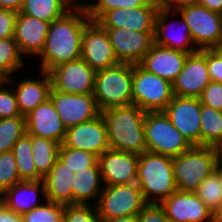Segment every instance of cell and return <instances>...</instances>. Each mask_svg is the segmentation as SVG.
<instances>
[{
	"label": "cell",
	"instance_id": "ac0fdd59",
	"mask_svg": "<svg viewBox=\"0 0 222 222\" xmlns=\"http://www.w3.org/2000/svg\"><path fill=\"white\" fill-rule=\"evenodd\" d=\"M156 0L136 8H116L107 11L97 22L103 28H124L138 32H154L158 10Z\"/></svg>",
	"mask_w": 222,
	"mask_h": 222
},
{
	"label": "cell",
	"instance_id": "83f0119b",
	"mask_svg": "<svg viewBox=\"0 0 222 222\" xmlns=\"http://www.w3.org/2000/svg\"><path fill=\"white\" fill-rule=\"evenodd\" d=\"M74 6L70 0H24L19 12L51 23Z\"/></svg>",
	"mask_w": 222,
	"mask_h": 222
},
{
	"label": "cell",
	"instance_id": "d4e9b609",
	"mask_svg": "<svg viewBox=\"0 0 222 222\" xmlns=\"http://www.w3.org/2000/svg\"><path fill=\"white\" fill-rule=\"evenodd\" d=\"M45 192L43 179L38 181L21 180L0 195V200L13 212L24 215L44 203L40 202L38 196L40 194L42 198L46 199Z\"/></svg>",
	"mask_w": 222,
	"mask_h": 222
},
{
	"label": "cell",
	"instance_id": "e575fe53",
	"mask_svg": "<svg viewBox=\"0 0 222 222\" xmlns=\"http://www.w3.org/2000/svg\"><path fill=\"white\" fill-rule=\"evenodd\" d=\"M83 2L91 21H98L107 11L116 8H136L147 5L151 0H95Z\"/></svg>",
	"mask_w": 222,
	"mask_h": 222
},
{
	"label": "cell",
	"instance_id": "8d00e7d4",
	"mask_svg": "<svg viewBox=\"0 0 222 222\" xmlns=\"http://www.w3.org/2000/svg\"><path fill=\"white\" fill-rule=\"evenodd\" d=\"M44 203L22 215L23 222H63L64 204L43 199Z\"/></svg>",
	"mask_w": 222,
	"mask_h": 222
},
{
	"label": "cell",
	"instance_id": "8992f818",
	"mask_svg": "<svg viewBox=\"0 0 222 222\" xmlns=\"http://www.w3.org/2000/svg\"><path fill=\"white\" fill-rule=\"evenodd\" d=\"M146 151L170 157L187 151L191 145L183 139L164 111H148L144 116Z\"/></svg>",
	"mask_w": 222,
	"mask_h": 222
},
{
	"label": "cell",
	"instance_id": "f5cc1de1",
	"mask_svg": "<svg viewBox=\"0 0 222 222\" xmlns=\"http://www.w3.org/2000/svg\"><path fill=\"white\" fill-rule=\"evenodd\" d=\"M217 169L220 171L222 176V160L219 162Z\"/></svg>",
	"mask_w": 222,
	"mask_h": 222
},
{
	"label": "cell",
	"instance_id": "603a6c76",
	"mask_svg": "<svg viewBox=\"0 0 222 222\" xmlns=\"http://www.w3.org/2000/svg\"><path fill=\"white\" fill-rule=\"evenodd\" d=\"M188 53L153 44L138 63L146 71L153 73L171 84L182 71Z\"/></svg>",
	"mask_w": 222,
	"mask_h": 222
},
{
	"label": "cell",
	"instance_id": "e0dca14e",
	"mask_svg": "<svg viewBox=\"0 0 222 222\" xmlns=\"http://www.w3.org/2000/svg\"><path fill=\"white\" fill-rule=\"evenodd\" d=\"M104 29L120 63L138 64L154 44V32H138L124 28Z\"/></svg>",
	"mask_w": 222,
	"mask_h": 222
},
{
	"label": "cell",
	"instance_id": "d590c367",
	"mask_svg": "<svg viewBox=\"0 0 222 222\" xmlns=\"http://www.w3.org/2000/svg\"><path fill=\"white\" fill-rule=\"evenodd\" d=\"M58 159L74 173L88 170V166H99L98 157L93 153L69 147H60Z\"/></svg>",
	"mask_w": 222,
	"mask_h": 222
},
{
	"label": "cell",
	"instance_id": "44dd1931",
	"mask_svg": "<svg viewBox=\"0 0 222 222\" xmlns=\"http://www.w3.org/2000/svg\"><path fill=\"white\" fill-rule=\"evenodd\" d=\"M50 22L17 13L13 39L24 57H37L45 44Z\"/></svg>",
	"mask_w": 222,
	"mask_h": 222
},
{
	"label": "cell",
	"instance_id": "7c38bea8",
	"mask_svg": "<svg viewBox=\"0 0 222 222\" xmlns=\"http://www.w3.org/2000/svg\"><path fill=\"white\" fill-rule=\"evenodd\" d=\"M49 99L66 129L101 114L93 93L68 94L51 88Z\"/></svg>",
	"mask_w": 222,
	"mask_h": 222
},
{
	"label": "cell",
	"instance_id": "d6a6232c",
	"mask_svg": "<svg viewBox=\"0 0 222 222\" xmlns=\"http://www.w3.org/2000/svg\"><path fill=\"white\" fill-rule=\"evenodd\" d=\"M195 193L213 212L222 206V176L217 169L207 176Z\"/></svg>",
	"mask_w": 222,
	"mask_h": 222
},
{
	"label": "cell",
	"instance_id": "cb8c5ba5",
	"mask_svg": "<svg viewBox=\"0 0 222 222\" xmlns=\"http://www.w3.org/2000/svg\"><path fill=\"white\" fill-rule=\"evenodd\" d=\"M39 73L38 79L28 77L17 80V82H15L14 76L7 79L13 87L22 116L28 115L49 98L52 88L50 74L44 71H39Z\"/></svg>",
	"mask_w": 222,
	"mask_h": 222
},
{
	"label": "cell",
	"instance_id": "c3c4849f",
	"mask_svg": "<svg viewBox=\"0 0 222 222\" xmlns=\"http://www.w3.org/2000/svg\"><path fill=\"white\" fill-rule=\"evenodd\" d=\"M198 4L209 9L210 11L217 13L222 12V0H199Z\"/></svg>",
	"mask_w": 222,
	"mask_h": 222
},
{
	"label": "cell",
	"instance_id": "f907efd6",
	"mask_svg": "<svg viewBox=\"0 0 222 222\" xmlns=\"http://www.w3.org/2000/svg\"><path fill=\"white\" fill-rule=\"evenodd\" d=\"M212 222H222V206L212 212Z\"/></svg>",
	"mask_w": 222,
	"mask_h": 222
},
{
	"label": "cell",
	"instance_id": "f546056e",
	"mask_svg": "<svg viewBox=\"0 0 222 222\" xmlns=\"http://www.w3.org/2000/svg\"><path fill=\"white\" fill-rule=\"evenodd\" d=\"M12 152L16 159L20 180L38 181L43 177L37 172L33 161L31 135L24 134L13 145Z\"/></svg>",
	"mask_w": 222,
	"mask_h": 222
},
{
	"label": "cell",
	"instance_id": "74e56055",
	"mask_svg": "<svg viewBox=\"0 0 222 222\" xmlns=\"http://www.w3.org/2000/svg\"><path fill=\"white\" fill-rule=\"evenodd\" d=\"M63 222H102L95 204H64Z\"/></svg>",
	"mask_w": 222,
	"mask_h": 222
},
{
	"label": "cell",
	"instance_id": "277c9868",
	"mask_svg": "<svg viewBox=\"0 0 222 222\" xmlns=\"http://www.w3.org/2000/svg\"><path fill=\"white\" fill-rule=\"evenodd\" d=\"M222 150L213 146H191L184 153L172 157L173 174L177 189L195 192L203 180L217 170Z\"/></svg>",
	"mask_w": 222,
	"mask_h": 222
},
{
	"label": "cell",
	"instance_id": "4316f807",
	"mask_svg": "<svg viewBox=\"0 0 222 222\" xmlns=\"http://www.w3.org/2000/svg\"><path fill=\"white\" fill-rule=\"evenodd\" d=\"M100 166H88V170L77 171L72 185V204L95 205L103 189Z\"/></svg>",
	"mask_w": 222,
	"mask_h": 222
},
{
	"label": "cell",
	"instance_id": "2e32d148",
	"mask_svg": "<svg viewBox=\"0 0 222 222\" xmlns=\"http://www.w3.org/2000/svg\"><path fill=\"white\" fill-rule=\"evenodd\" d=\"M210 82L206 49H201L187 55L182 71L172 83L173 95L199 98Z\"/></svg>",
	"mask_w": 222,
	"mask_h": 222
},
{
	"label": "cell",
	"instance_id": "52a82bcc",
	"mask_svg": "<svg viewBox=\"0 0 222 222\" xmlns=\"http://www.w3.org/2000/svg\"><path fill=\"white\" fill-rule=\"evenodd\" d=\"M137 183L104 185L96 204L101 220L137 216L147 205Z\"/></svg>",
	"mask_w": 222,
	"mask_h": 222
},
{
	"label": "cell",
	"instance_id": "f1b7e54d",
	"mask_svg": "<svg viewBox=\"0 0 222 222\" xmlns=\"http://www.w3.org/2000/svg\"><path fill=\"white\" fill-rule=\"evenodd\" d=\"M61 144L50 139L31 135L33 161L37 172L44 177L55 165Z\"/></svg>",
	"mask_w": 222,
	"mask_h": 222
},
{
	"label": "cell",
	"instance_id": "7bdbcfd3",
	"mask_svg": "<svg viewBox=\"0 0 222 222\" xmlns=\"http://www.w3.org/2000/svg\"><path fill=\"white\" fill-rule=\"evenodd\" d=\"M206 63L210 80L222 83V59L213 49H206Z\"/></svg>",
	"mask_w": 222,
	"mask_h": 222
},
{
	"label": "cell",
	"instance_id": "5bb4252c",
	"mask_svg": "<svg viewBox=\"0 0 222 222\" xmlns=\"http://www.w3.org/2000/svg\"><path fill=\"white\" fill-rule=\"evenodd\" d=\"M81 58L95 71L120 63L106 29L96 21H90L83 30Z\"/></svg>",
	"mask_w": 222,
	"mask_h": 222
},
{
	"label": "cell",
	"instance_id": "b9f144b4",
	"mask_svg": "<svg viewBox=\"0 0 222 222\" xmlns=\"http://www.w3.org/2000/svg\"><path fill=\"white\" fill-rule=\"evenodd\" d=\"M137 222H169L160 204L148 203L138 214Z\"/></svg>",
	"mask_w": 222,
	"mask_h": 222
},
{
	"label": "cell",
	"instance_id": "8fae6325",
	"mask_svg": "<svg viewBox=\"0 0 222 222\" xmlns=\"http://www.w3.org/2000/svg\"><path fill=\"white\" fill-rule=\"evenodd\" d=\"M175 14L180 16V20L177 18L172 20ZM170 16H172V18ZM174 22H177V26L174 24L177 28H173L175 27L173 25ZM154 43L188 54L198 51L192 41L188 24L177 10L158 8L155 17Z\"/></svg>",
	"mask_w": 222,
	"mask_h": 222
},
{
	"label": "cell",
	"instance_id": "ffe728a7",
	"mask_svg": "<svg viewBox=\"0 0 222 222\" xmlns=\"http://www.w3.org/2000/svg\"><path fill=\"white\" fill-rule=\"evenodd\" d=\"M139 155L108 149L98 157L103 185L136 183Z\"/></svg>",
	"mask_w": 222,
	"mask_h": 222
},
{
	"label": "cell",
	"instance_id": "1f68e13d",
	"mask_svg": "<svg viewBox=\"0 0 222 222\" xmlns=\"http://www.w3.org/2000/svg\"><path fill=\"white\" fill-rule=\"evenodd\" d=\"M25 57L20 52L13 37L0 40V79L13 77L25 66ZM24 65V66H23Z\"/></svg>",
	"mask_w": 222,
	"mask_h": 222
},
{
	"label": "cell",
	"instance_id": "5b68a950",
	"mask_svg": "<svg viewBox=\"0 0 222 222\" xmlns=\"http://www.w3.org/2000/svg\"><path fill=\"white\" fill-rule=\"evenodd\" d=\"M133 64L119 63L96 71L94 97L100 111L133 104Z\"/></svg>",
	"mask_w": 222,
	"mask_h": 222
},
{
	"label": "cell",
	"instance_id": "7dc6e473",
	"mask_svg": "<svg viewBox=\"0 0 222 222\" xmlns=\"http://www.w3.org/2000/svg\"><path fill=\"white\" fill-rule=\"evenodd\" d=\"M24 0H0V9H7L14 12H19Z\"/></svg>",
	"mask_w": 222,
	"mask_h": 222
},
{
	"label": "cell",
	"instance_id": "4dcf8cb0",
	"mask_svg": "<svg viewBox=\"0 0 222 222\" xmlns=\"http://www.w3.org/2000/svg\"><path fill=\"white\" fill-rule=\"evenodd\" d=\"M200 120L201 145L222 150V111L202 105Z\"/></svg>",
	"mask_w": 222,
	"mask_h": 222
},
{
	"label": "cell",
	"instance_id": "9c48e42d",
	"mask_svg": "<svg viewBox=\"0 0 222 222\" xmlns=\"http://www.w3.org/2000/svg\"><path fill=\"white\" fill-rule=\"evenodd\" d=\"M188 24L192 41L198 50L212 49L222 41L220 13L210 11L200 4H191L177 10Z\"/></svg>",
	"mask_w": 222,
	"mask_h": 222
},
{
	"label": "cell",
	"instance_id": "816d5d0a",
	"mask_svg": "<svg viewBox=\"0 0 222 222\" xmlns=\"http://www.w3.org/2000/svg\"><path fill=\"white\" fill-rule=\"evenodd\" d=\"M222 59V41L212 48Z\"/></svg>",
	"mask_w": 222,
	"mask_h": 222
},
{
	"label": "cell",
	"instance_id": "ab89813d",
	"mask_svg": "<svg viewBox=\"0 0 222 222\" xmlns=\"http://www.w3.org/2000/svg\"><path fill=\"white\" fill-rule=\"evenodd\" d=\"M8 87V88H7ZM21 116L17 98L11 83L7 79L0 80V119Z\"/></svg>",
	"mask_w": 222,
	"mask_h": 222
},
{
	"label": "cell",
	"instance_id": "f6af8a7d",
	"mask_svg": "<svg viewBox=\"0 0 222 222\" xmlns=\"http://www.w3.org/2000/svg\"><path fill=\"white\" fill-rule=\"evenodd\" d=\"M199 0H156L159 8L178 10L180 7L197 4Z\"/></svg>",
	"mask_w": 222,
	"mask_h": 222
},
{
	"label": "cell",
	"instance_id": "7402d4cb",
	"mask_svg": "<svg viewBox=\"0 0 222 222\" xmlns=\"http://www.w3.org/2000/svg\"><path fill=\"white\" fill-rule=\"evenodd\" d=\"M26 133L62 144L67 129L48 98L25 116Z\"/></svg>",
	"mask_w": 222,
	"mask_h": 222
},
{
	"label": "cell",
	"instance_id": "836d02e7",
	"mask_svg": "<svg viewBox=\"0 0 222 222\" xmlns=\"http://www.w3.org/2000/svg\"><path fill=\"white\" fill-rule=\"evenodd\" d=\"M26 134L25 116L0 119V153L12 151L13 145Z\"/></svg>",
	"mask_w": 222,
	"mask_h": 222
},
{
	"label": "cell",
	"instance_id": "3957f363",
	"mask_svg": "<svg viewBox=\"0 0 222 222\" xmlns=\"http://www.w3.org/2000/svg\"><path fill=\"white\" fill-rule=\"evenodd\" d=\"M136 183L147 203L159 204L170 197L178 190L172 157L144 151L139 155Z\"/></svg>",
	"mask_w": 222,
	"mask_h": 222
},
{
	"label": "cell",
	"instance_id": "db71d44e",
	"mask_svg": "<svg viewBox=\"0 0 222 222\" xmlns=\"http://www.w3.org/2000/svg\"><path fill=\"white\" fill-rule=\"evenodd\" d=\"M70 1H72L73 3H74V5H82V3L81 2H79V0H70ZM78 2V3H77Z\"/></svg>",
	"mask_w": 222,
	"mask_h": 222
},
{
	"label": "cell",
	"instance_id": "681fc988",
	"mask_svg": "<svg viewBox=\"0 0 222 222\" xmlns=\"http://www.w3.org/2000/svg\"><path fill=\"white\" fill-rule=\"evenodd\" d=\"M102 222H137V216H124L110 220H102Z\"/></svg>",
	"mask_w": 222,
	"mask_h": 222
},
{
	"label": "cell",
	"instance_id": "30bf717a",
	"mask_svg": "<svg viewBox=\"0 0 222 222\" xmlns=\"http://www.w3.org/2000/svg\"><path fill=\"white\" fill-rule=\"evenodd\" d=\"M199 98L173 96L163 110L172 125L191 146L201 145V112Z\"/></svg>",
	"mask_w": 222,
	"mask_h": 222
},
{
	"label": "cell",
	"instance_id": "ee69618b",
	"mask_svg": "<svg viewBox=\"0 0 222 222\" xmlns=\"http://www.w3.org/2000/svg\"><path fill=\"white\" fill-rule=\"evenodd\" d=\"M17 12L0 9V40L14 36Z\"/></svg>",
	"mask_w": 222,
	"mask_h": 222
},
{
	"label": "cell",
	"instance_id": "7a4b0ae2",
	"mask_svg": "<svg viewBox=\"0 0 222 222\" xmlns=\"http://www.w3.org/2000/svg\"><path fill=\"white\" fill-rule=\"evenodd\" d=\"M110 149L142 154L146 151L144 116L137 105L112 107L101 112Z\"/></svg>",
	"mask_w": 222,
	"mask_h": 222
},
{
	"label": "cell",
	"instance_id": "ba28073f",
	"mask_svg": "<svg viewBox=\"0 0 222 222\" xmlns=\"http://www.w3.org/2000/svg\"><path fill=\"white\" fill-rule=\"evenodd\" d=\"M172 84L146 71L139 64H133V104L141 110L163 111L173 98Z\"/></svg>",
	"mask_w": 222,
	"mask_h": 222
},
{
	"label": "cell",
	"instance_id": "f35d334b",
	"mask_svg": "<svg viewBox=\"0 0 222 222\" xmlns=\"http://www.w3.org/2000/svg\"><path fill=\"white\" fill-rule=\"evenodd\" d=\"M20 180L12 151L0 153V195Z\"/></svg>",
	"mask_w": 222,
	"mask_h": 222
},
{
	"label": "cell",
	"instance_id": "484cf974",
	"mask_svg": "<svg viewBox=\"0 0 222 222\" xmlns=\"http://www.w3.org/2000/svg\"><path fill=\"white\" fill-rule=\"evenodd\" d=\"M75 173L57 159L55 165L43 177L46 200L72 204V185Z\"/></svg>",
	"mask_w": 222,
	"mask_h": 222
},
{
	"label": "cell",
	"instance_id": "d6986e66",
	"mask_svg": "<svg viewBox=\"0 0 222 222\" xmlns=\"http://www.w3.org/2000/svg\"><path fill=\"white\" fill-rule=\"evenodd\" d=\"M160 206L172 222H212V211L195 192L175 191Z\"/></svg>",
	"mask_w": 222,
	"mask_h": 222
},
{
	"label": "cell",
	"instance_id": "4fadbf2b",
	"mask_svg": "<svg viewBox=\"0 0 222 222\" xmlns=\"http://www.w3.org/2000/svg\"><path fill=\"white\" fill-rule=\"evenodd\" d=\"M49 74L54 90L68 94L94 93L96 71L82 58L58 64Z\"/></svg>",
	"mask_w": 222,
	"mask_h": 222
},
{
	"label": "cell",
	"instance_id": "bcb514c9",
	"mask_svg": "<svg viewBox=\"0 0 222 222\" xmlns=\"http://www.w3.org/2000/svg\"><path fill=\"white\" fill-rule=\"evenodd\" d=\"M0 222H23V217L7 208L0 200Z\"/></svg>",
	"mask_w": 222,
	"mask_h": 222
},
{
	"label": "cell",
	"instance_id": "9a60e30c",
	"mask_svg": "<svg viewBox=\"0 0 222 222\" xmlns=\"http://www.w3.org/2000/svg\"><path fill=\"white\" fill-rule=\"evenodd\" d=\"M60 147L88 151L97 157L110 149L106 124L102 114L94 119L68 128Z\"/></svg>",
	"mask_w": 222,
	"mask_h": 222
},
{
	"label": "cell",
	"instance_id": "6da1fadb",
	"mask_svg": "<svg viewBox=\"0 0 222 222\" xmlns=\"http://www.w3.org/2000/svg\"><path fill=\"white\" fill-rule=\"evenodd\" d=\"M84 5H75L49 25L39 58V70L49 72L58 64L81 58L82 33L90 22Z\"/></svg>",
	"mask_w": 222,
	"mask_h": 222
},
{
	"label": "cell",
	"instance_id": "60d3db41",
	"mask_svg": "<svg viewBox=\"0 0 222 222\" xmlns=\"http://www.w3.org/2000/svg\"><path fill=\"white\" fill-rule=\"evenodd\" d=\"M199 99L202 105L222 111V83L211 81Z\"/></svg>",
	"mask_w": 222,
	"mask_h": 222
}]
</instances>
